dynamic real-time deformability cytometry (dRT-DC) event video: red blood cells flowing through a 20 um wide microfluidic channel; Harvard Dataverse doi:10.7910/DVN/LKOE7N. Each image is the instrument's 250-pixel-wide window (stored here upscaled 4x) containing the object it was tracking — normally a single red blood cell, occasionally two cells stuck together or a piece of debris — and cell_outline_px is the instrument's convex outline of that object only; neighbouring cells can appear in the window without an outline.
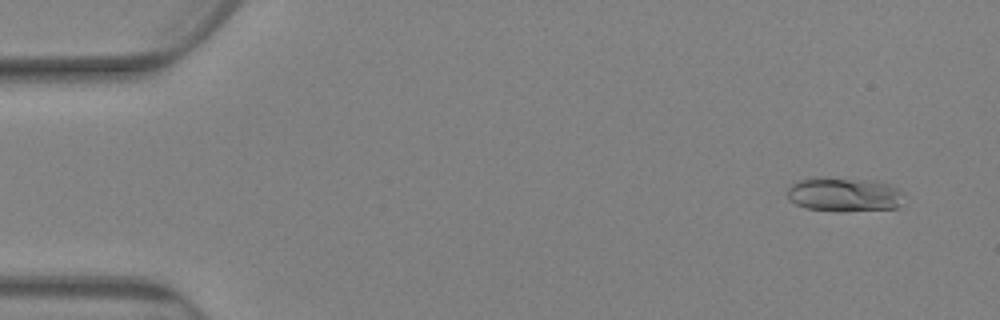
{"species": "Egyptian fruit bat (a non-hibernating species)", "species_latin": "Rousettus aegyptiacus", "temperature_condition": "warm", "stored_images_in_passage": 83, "camera_frame_rate_fps": 3000, "um_per_image_px": 0.085, "animal": {"sex": "female"}, "frame": {"image": 1, "passage_image": 6, "time_ms": 1.667, "image_size_px": [1000, 320], "cell_outline_px": [[908, 196], [896, 208], [808, 208], [796, 204], [788, 200], [784, 192], [796, 180], [812, 176], [820, 176], [868, 180], [888, 184], [904, 192]], "centroid_in_image_um": [71.7, 16.45], "position_along_channel_um": 13.3, "area_um2": 22.72}}
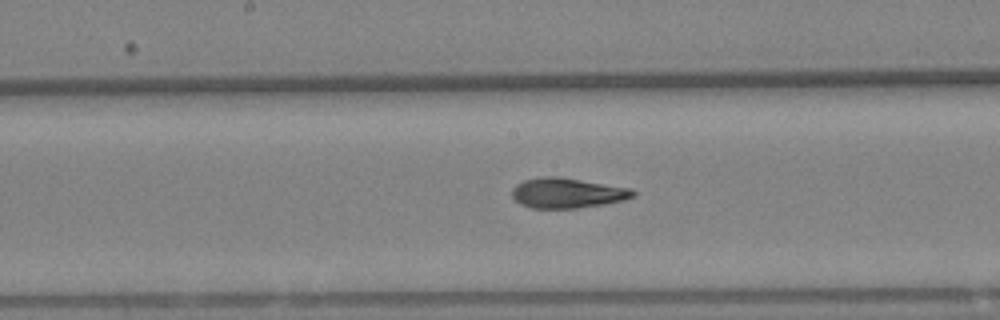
{"frame": {"image": 2, "passage_image": 44, "time_ms": 14.333, "image_size_px": [1000, 320], "cell_outline_px": [[636, 196], [624, 200], [604, 204], [576, 208], [532, 208], [520, 204], [512, 196], [512, 188], [516, 184], [524, 180], [544, 176], [560, 176], [632, 188], [636, 192]], "centroid_in_image_um": [48.24, 16.39], "position_along_channel_um": 200.0, "area_um2": 21.44}}
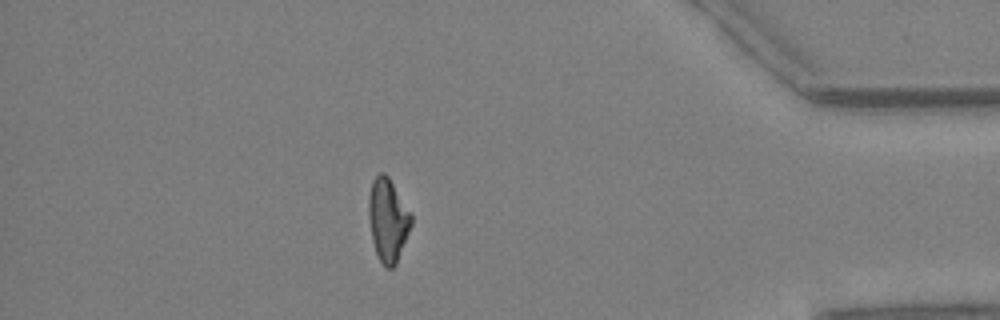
{"frame": {"image": 3, "passage_image": 73, "time_ms": 24.0, "image_size_px": [1000, 320], "cell_outline_px": [[412, 224], [396, 264], [392, 268], [384, 268], [376, 252], [372, 240], [368, 216], [368, 196], [372, 180], [380, 172], [384, 172], [388, 176], [412, 216]], "centroid_in_image_um": [32.95, 18.7], "position_along_channel_um": 402.3, "area_um2": 20.52}, "authors_computed_cell_mechanics": {"area_um2": 21.0392, "velocity_mm_per_s": 2.4919, "shape_relaxation_time_tau1_ms": null, "shape_relaxation_time_tau2_ms": 2.6814, "deformation_change_tau1": null, "deformation_change_tau2": 0.0788}}